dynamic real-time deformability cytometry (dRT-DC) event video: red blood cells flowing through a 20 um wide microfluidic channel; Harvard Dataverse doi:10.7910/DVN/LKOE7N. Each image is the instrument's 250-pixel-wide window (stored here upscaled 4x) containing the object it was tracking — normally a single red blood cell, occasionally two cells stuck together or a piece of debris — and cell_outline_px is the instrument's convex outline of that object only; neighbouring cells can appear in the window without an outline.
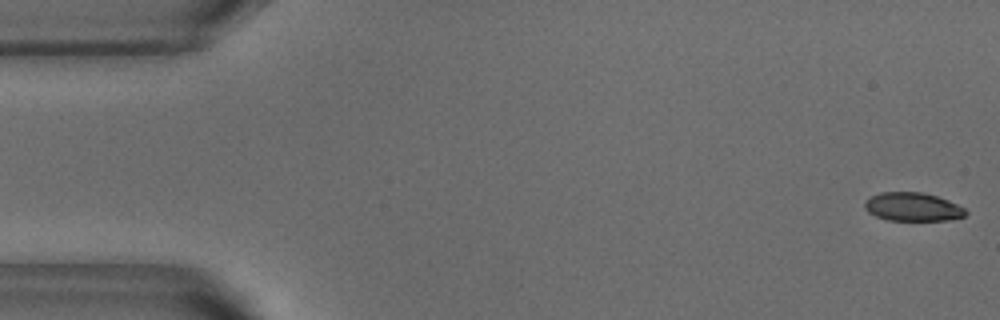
{"species": "common noctule bat (a hibernating species)", "species_latin": "Nyctalus noctula", "temperature_condition": "warm", "stored_images_in_passage": 52, "camera_frame_rate_fps": 3000, "um_per_image_px": 0.085, "animal": {"sex": "male", "body_mass_g": 18.8}, "frame": {"image": 1, "passage_image": 1, "time_ms": 0.0, "image_size_px": [1000, 320], "cell_outline_px": [[968, 212], [964, 216], [948, 220], [888, 220], [876, 216], [868, 212], [864, 208], [864, 204], [872, 196], [880, 192], [920, 192], [936, 196], [948, 200], [964, 208]], "centroid_in_image_um": [77.58, 17.58], "position_along_channel_um": 7.4, "area_um2": 16.59}}
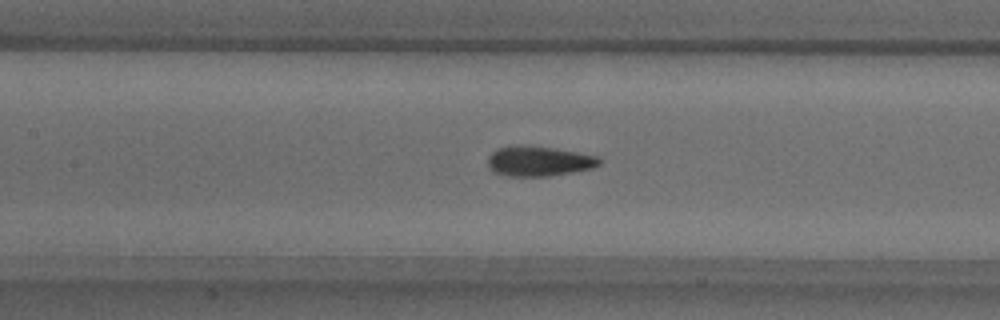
{"frame": {"image": 2, "passage_image": 23, "time_ms": 7.333, "image_size_px": [1000, 320], "cell_outline_px": [[600, 164], [592, 168], [572, 172], [548, 176], [504, 176], [492, 172], [488, 164], [488, 156], [492, 152], [500, 148], [552, 148], [576, 152], [596, 156], [600, 160]], "centroid_in_image_um": [45.8, 13.75], "position_along_channel_um": 161.6, "area_um2": 18.67}}
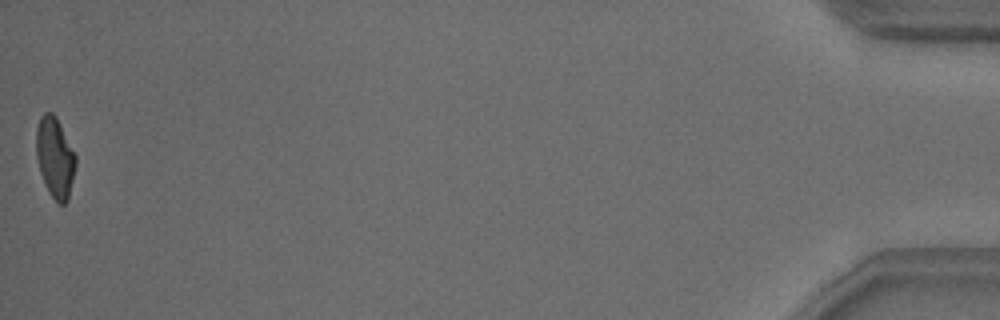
{"frame": {"image": 3, "passage_image": 52, "time_ms": 17.0, "image_size_px": [1000, 320], "cell_outline_px": [[76, 164], [68, 200], [64, 204], [60, 204], [48, 192], [44, 184], [40, 172], [36, 156], [36, 128], [40, 116], [44, 112], [52, 112], [56, 116], [76, 156]], "centroid_in_image_um": [4.66, 13.37], "position_along_channel_um": 430.5, "area_um2": 18.5}, "authors_computed_cell_mechanics": {"area_um2": 19.0451, "velocity_mm_per_s": 3.843, "shape_relaxation_time_tau1_ms": 5.1222, "shape_relaxation_time_tau2_ms": 1.2534, "deformation_change_tau1": 0.165, "deformation_change_tau2": 0.0662}}